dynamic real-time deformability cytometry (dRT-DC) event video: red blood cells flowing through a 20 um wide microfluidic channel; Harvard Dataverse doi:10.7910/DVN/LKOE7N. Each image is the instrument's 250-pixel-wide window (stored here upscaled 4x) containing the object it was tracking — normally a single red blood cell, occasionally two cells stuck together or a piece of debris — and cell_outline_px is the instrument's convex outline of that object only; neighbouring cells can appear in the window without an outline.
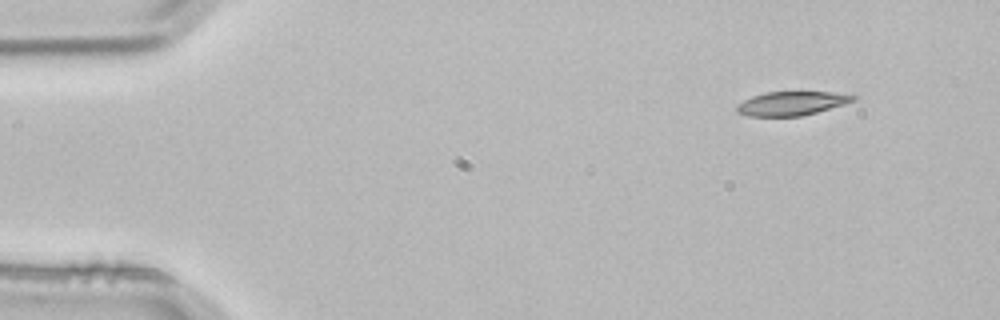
{"species": "common noctule bat (a hibernating species)", "species_latin": "Nyctalus noctula", "temperature_condition": "room temperature", "stored_images_in_passage": 2, "camera_frame_rate_fps": 3000, "um_per_image_px": 0.085, "animal": {"sex": "male", "body_mass_g": 21.5, "forearm_length_mm": 52.0}, "frame": {"image": 1, "passage_image": 1, "time_ms": 0.0, "image_size_px": [1000, 320], "cell_outline_px": [[856, 100], [844, 104], [816, 112], [800, 116], [748, 116], [736, 112], [736, 104], [752, 96], [764, 92], [832, 92], [856, 96]], "centroid_in_image_um": [67.24, 8.79], "position_along_channel_um": 17.8, "area_um2": 16.13}}
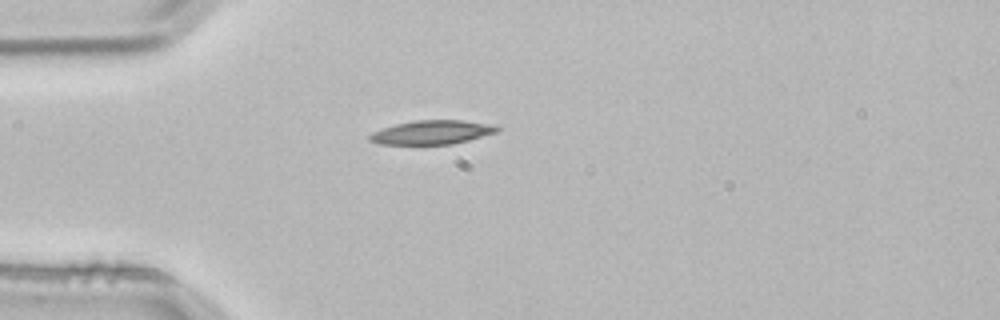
{"frame": {"image": 2, "passage_image": 2, "time_ms": 0.333, "image_size_px": [1000, 320], "cell_outline_px": [[500, 128], [496, 132], [468, 140], [452, 144], [380, 144], [368, 140], [368, 136], [372, 132], [396, 124], [416, 120], [464, 120], [488, 124]], "centroid_in_image_um": [36.68, 11.25], "position_along_channel_um": 48.3, "area_um2": 17.51}}